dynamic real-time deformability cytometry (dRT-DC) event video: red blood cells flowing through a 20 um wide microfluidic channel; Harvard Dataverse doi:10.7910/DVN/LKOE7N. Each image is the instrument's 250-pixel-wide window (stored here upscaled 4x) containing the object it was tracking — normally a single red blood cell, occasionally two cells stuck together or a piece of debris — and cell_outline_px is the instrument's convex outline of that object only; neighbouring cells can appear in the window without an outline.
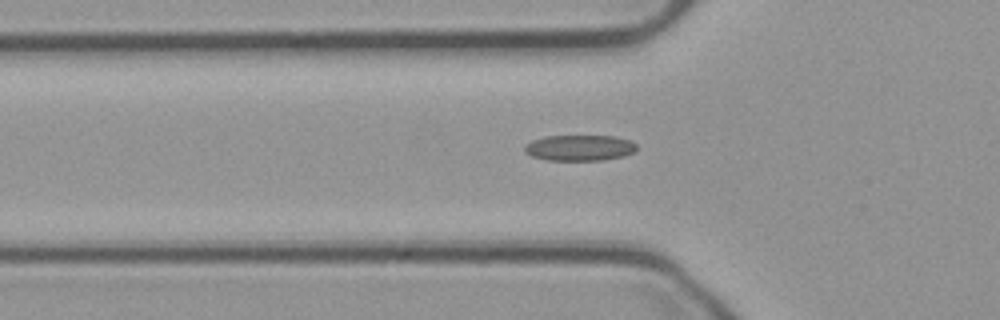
{"species": "common noctule bat (a hibernating species)", "species_latin": "Nyctalus noctula", "temperature_condition": "cold", "stored_images_in_passage": 42, "camera_frame_rate_fps": 3000, "um_per_image_px": 0.085, "animal": {"sex": "male", "body_mass_g": 23.1, "forearm_length_mm": 52.7}, "frame": {"image": 1, "passage_image": 5, "time_ms": 1.333, "image_size_px": [1000, 320], "cell_outline_px": [[636, 148], [632, 152], [624, 156], [604, 160], [548, 160], [532, 156], [524, 152], [524, 148], [532, 140], [544, 136], [616, 136], [632, 140], [636, 144]], "centroid_in_image_um": [49.28, 12.56], "position_along_channel_um": 76.5, "area_um2": 16.88}}
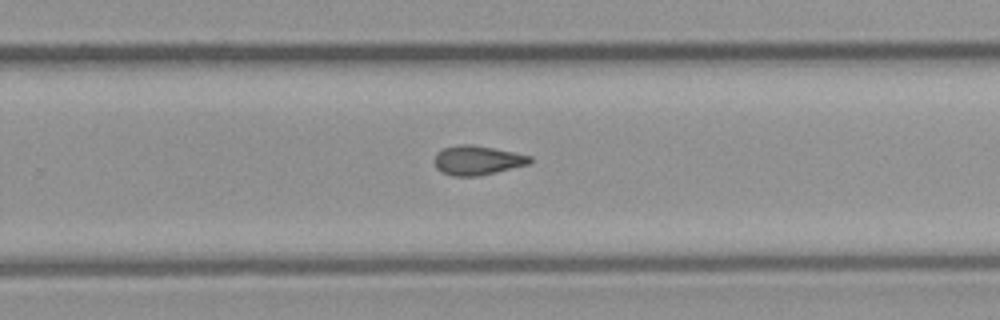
{"frame": {"image": 2, "passage_image": 22, "time_ms": 7.0, "image_size_px": [1000, 320], "cell_outline_px": [[532, 164], [480, 176], [452, 176], [440, 172], [436, 168], [436, 152], [444, 148], [460, 144], [472, 144], [532, 156]], "centroid_in_image_um": [40.6, 13.64], "position_along_channel_um": 289.2, "area_um2": 16.42}}
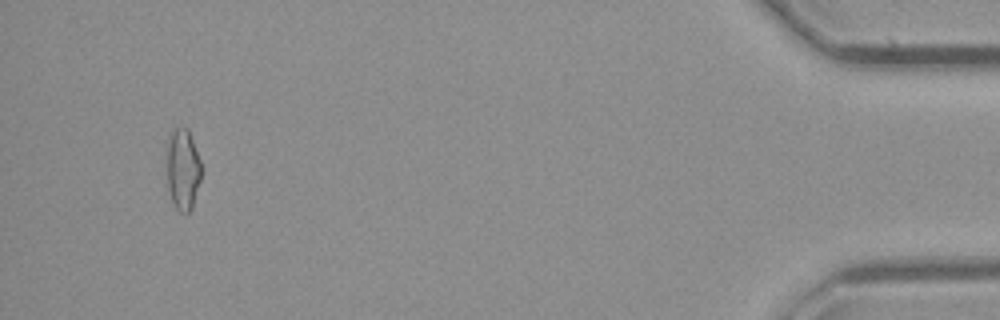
{"frame": {"image": 3, "passage_image": 39, "time_ms": 12.667, "image_size_px": [1000, 320], "cell_outline_px": [[200, 180], [192, 208], [188, 212], [180, 212], [176, 208], [172, 200], [168, 188], [164, 148], [172, 128], [188, 128], [200, 160]], "centroid_in_image_um": [15.48, 14.34], "position_along_channel_um": 419.7, "area_um2": 16.7}, "authors_computed_cell_mechanics": {"area_um2": 16.2418, "velocity_mm_per_s": 3.7389, "shape_relaxation_time_tau1_ms": null, "shape_relaxation_time_tau2_ms": 4.3534, "deformation_change_tau1": null, "deformation_change_tau2": 0.1208}}